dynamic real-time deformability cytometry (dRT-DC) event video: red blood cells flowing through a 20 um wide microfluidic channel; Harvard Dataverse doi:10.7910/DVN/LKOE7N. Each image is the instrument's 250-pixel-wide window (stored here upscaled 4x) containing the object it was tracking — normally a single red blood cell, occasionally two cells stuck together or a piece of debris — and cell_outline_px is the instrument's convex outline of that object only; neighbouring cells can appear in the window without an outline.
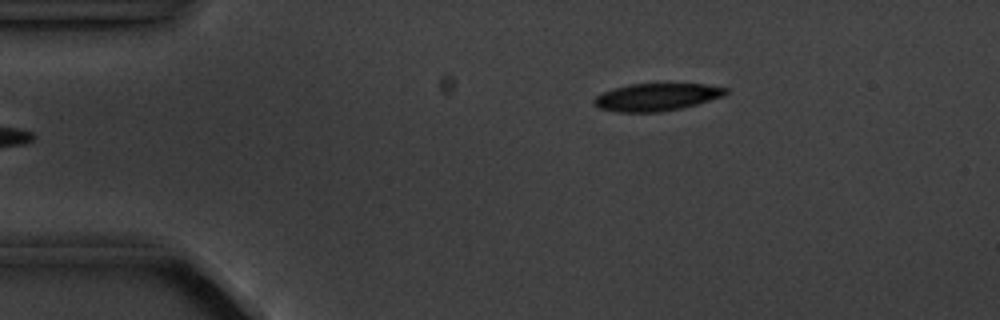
{"species": "common noctule bat (a hibernating species)", "species_latin": "Nyctalus noctula", "temperature_condition": "cold", "stored_images_in_passage": 4, "camera_frame_rate_fps": 3000, "um_per_image_px": 0.085, "animal": {"sex": "male", "body_mass_g": 20.1, "forearm_length_mm": 53.5}, "frame": {"image": 1, "passage_image": 4, "time_ms": 4.333, "image_size_px": [1000, 320], "cell_outline_px": [[728, 92], [724, 96], [684, 108], [660, 112], [616, 112], [596, 108], [592, 104], [592, 100], [596, 96], [604, 92], [616, 88], [632, 84], [704, 84], [728, 88]], "centroid_in_image_um": [55.8, 8.27], "position_along_channel_um": 29.2, "area_um2": 21.21}}